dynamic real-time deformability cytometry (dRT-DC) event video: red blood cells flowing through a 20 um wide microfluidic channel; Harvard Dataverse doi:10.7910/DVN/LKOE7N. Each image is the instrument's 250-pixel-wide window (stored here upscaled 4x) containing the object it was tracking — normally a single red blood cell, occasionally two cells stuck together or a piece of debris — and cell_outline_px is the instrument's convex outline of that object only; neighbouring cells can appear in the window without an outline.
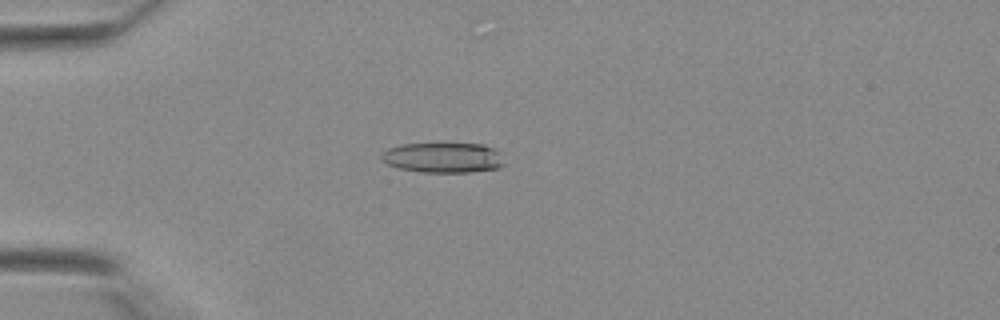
{"species": "Egyptian fruit bat (a non-hibernating species)", "species_latin": "Rousettus aegyptiacus", "temperature_condition": "warm", "stored_images_in_passage": 41, "camera_frame_rate_fps": 3000, "um_per_image_px": 0.085, "animal": {"sex": "female"}, "frame": {"image": 1, "passage_image": 11, "time_ms": 3.333, "image_size_px": [1000, 320], "cell_outline_px": [[504, 164], [496, 168], [468, 172], [420, 172], [400, 168], [388, 164], [380, 156], [388, 148], [400, 144], [484, 144], [500, 152]], "centroid_in_image_um": [37.67, 13.39], "position_along_channel_um": 47.3, "area_um2": 21.33}}
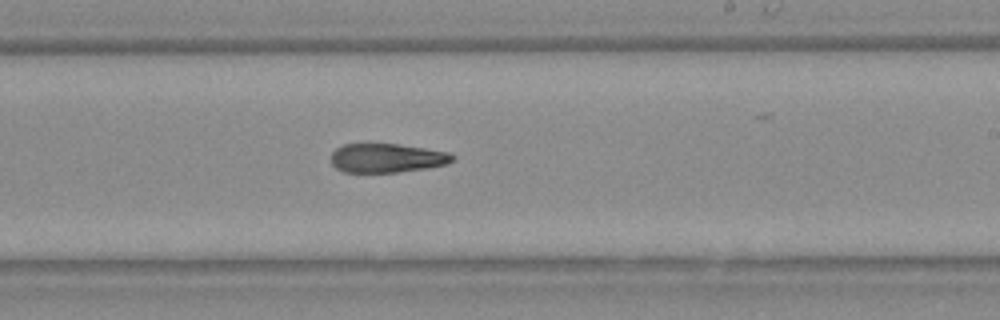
{"frame": {"image": 2, "passage_image": 25, "time_ms": 8.0, "image_size_px": [1000, 320], "cell_outline_px": [[456, 156], [448, 164], [428, 168], [396, 172], [344, 172], [336, 168], [332, 164], [332, 152], [336, 148], [344, 144], [396, 144], [424, 148], [448, 152]], "centroid_in_image_um": [32.89, 13.43], "position_along_channel_um": 256.1, "area_um2": 20.46}}
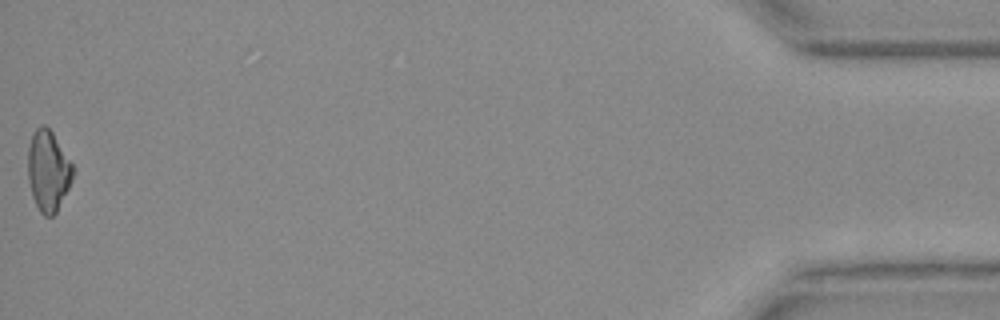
{"frame": {"image": 3, "passage_image": 41, "time_ms": 13.333, "image_size_px": [1000, 320], "cell_outline_px": [[76, 168], [72, 180], [56, 212], [52, 216], [44, 216], [40, 212], [32, 196], [28, 176], [28, 148], [32, 136], [36, 128], [40, 124], [44, 124], [52, 132]], "centroid_in_image_um": [4.11, 14.5], "position_along_channel_um": 431.1, "area_um2": 21.15}}